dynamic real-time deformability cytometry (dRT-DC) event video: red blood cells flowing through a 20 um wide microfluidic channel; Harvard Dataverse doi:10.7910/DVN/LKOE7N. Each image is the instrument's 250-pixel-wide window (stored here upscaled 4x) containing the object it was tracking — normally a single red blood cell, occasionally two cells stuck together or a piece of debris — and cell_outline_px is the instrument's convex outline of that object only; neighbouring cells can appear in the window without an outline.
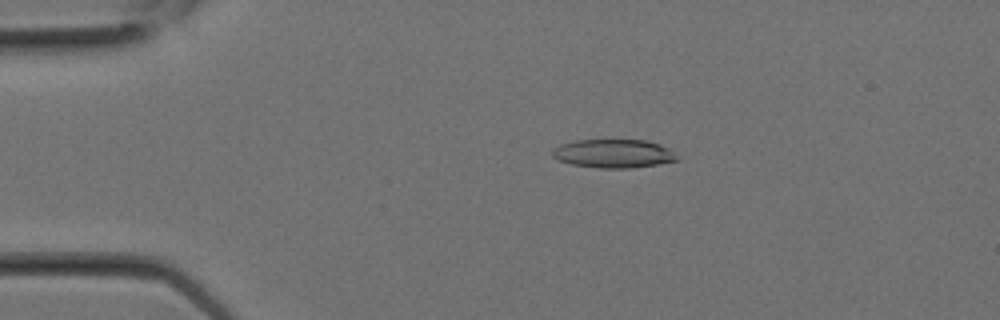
{"species": "Egyptian fruit bat (a non-hibernating species)", "species_latin": "Rousettus aegyptiacus", "temperature_condition": "room temperature", "stored_images_in_passage": 2, "camera_frame_rate_fps": 3000, "um_per_image_px": 0.085, "animal": {"sex": "female"}, "frame": {"image": 1, "passage_image": 1, "time_ms": 0.0, "image_size_px": [1000, 320], "cell_outline_px": [[680, 160], [632, 168], [596, 168], [572, 164], [556, 160], [552, 156], [552, 148], [560, 144], [576, 140], [648, 140], [660, 144], [668, 148]], "centroid_in_image_um": [52.11, 13.05], "position_along_channel_um": 32.9, "area_um2": 20.87}}
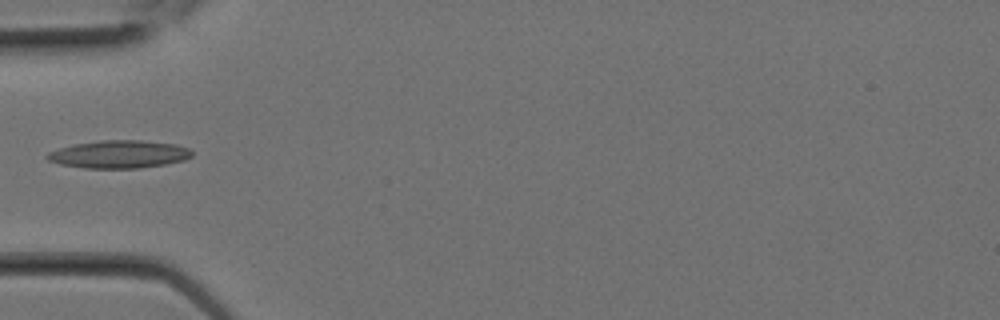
{"frame": {"image": 2, "passage_image": 2, "time_ms": 0.333, "image_size_px": [1000, 320], "cell_outline_px": [[192, 156], [184, 160], [164, 164], [140, 168], [84, 168], [60, 164], [48, 160], [44, 156], [48, 152], [60, 148], [76, 144], [100, 140], [140, 140], [176, 144], [188, 148], [192, 152]], "centroid_in_image_um": [10.11, 13.11], "position_along_channel_um": 74.9, "area_um2": 23.35}}